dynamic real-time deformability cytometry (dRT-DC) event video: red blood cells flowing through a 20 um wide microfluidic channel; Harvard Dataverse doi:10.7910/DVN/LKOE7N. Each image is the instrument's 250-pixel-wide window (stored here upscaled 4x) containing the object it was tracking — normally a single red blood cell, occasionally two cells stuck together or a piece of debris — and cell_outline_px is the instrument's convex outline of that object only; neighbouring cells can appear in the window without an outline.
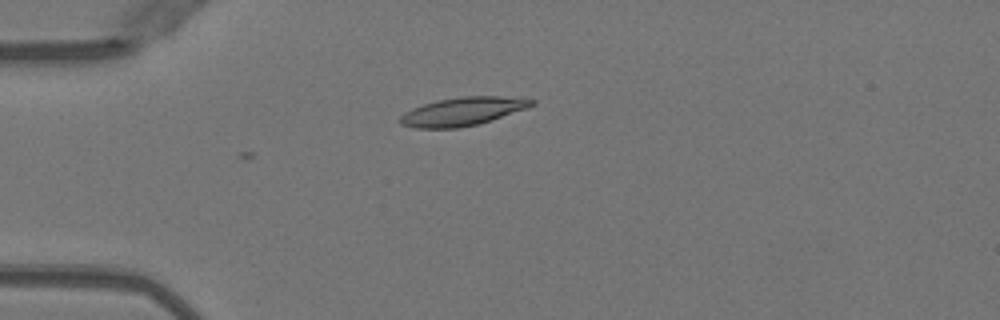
{"species": "Egyptian fruit bat (a non-hibernating species)", "species_latin": "Rousettus aegyptiacus", "temperature_condition": "warm", "stored_images_in_passage": 4, "camera_frame_rate_fps": 3000, "um_per_image_px": 0.085, "animal": {"sex": "female"}, "frame": {"image": 1, "passage_image": 1, "time_ms": 0.0, "image_size_px": [1000, 320], "cell_outline_px": [[536, 104], [528, 108], [476, 124], [460, 128], [416, 128], [400, 124], [400, 116], [404, 112], [412, 108], [436, 100], [460, 96], [500, 96], [536, 100]], "centroid_in_image_um": [39.3, 9.46], "position_along_channel_um": 45.7, "area_um2": 21.62}}